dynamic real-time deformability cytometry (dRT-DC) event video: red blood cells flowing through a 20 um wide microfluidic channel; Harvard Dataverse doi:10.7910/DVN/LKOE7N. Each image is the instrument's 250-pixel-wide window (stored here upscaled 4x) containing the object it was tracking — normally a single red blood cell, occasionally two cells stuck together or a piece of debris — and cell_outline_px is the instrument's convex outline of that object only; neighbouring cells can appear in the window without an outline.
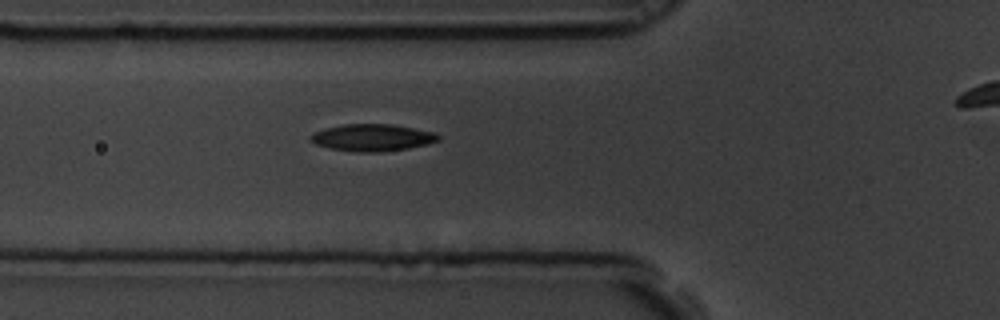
{"species": "common noctule bat (a hibernating species)", "species_latin": "Nyctalus noctula", "temperature_condition": "room temperature", "stored_images_in_passage": 3, "camera_frame_rate_fps": 3000, "um_per_image_px": 0.085, "animal": {"sex": "male", "body_mass_g": 19.5, "forearm_length_mm": 54.6}, "frame": {"image": 1, "passage_image": 3, "time_ms": 0.667, "image_size_px": [1000, 320], "cell_outline_px": [[440, 140], [428, 144], [408, 148], [376, 152], [360, 152], [332, 148], [316, 144], [308, 136], [312, 132], [324, 128], [340, 124], [392, 124], [432, 132], [440, 136]], "centroid_in_image_um": [31.62, 11.68], "position_along_channel_um": 94.2, "area_um2": 19.94}}